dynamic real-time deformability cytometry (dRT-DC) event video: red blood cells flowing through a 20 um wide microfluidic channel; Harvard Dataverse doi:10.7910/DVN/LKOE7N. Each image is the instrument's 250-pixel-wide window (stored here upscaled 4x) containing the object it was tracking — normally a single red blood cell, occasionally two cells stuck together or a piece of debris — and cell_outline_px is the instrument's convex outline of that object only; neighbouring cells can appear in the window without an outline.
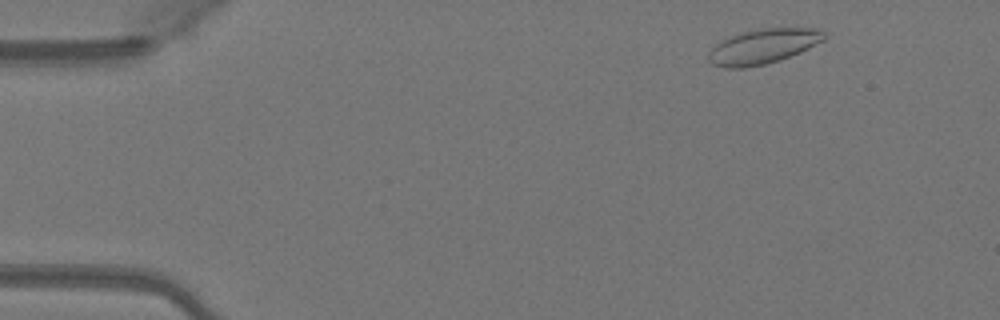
{"species": "Egyptian fruit bat (a non-hibernating species)", "species_latin": "Rousettus aegyptiacus", "temperature_condition": "warm", "stored_images_in_passage": 47, "camera_frame_rate_fps": 3000, "um_per_image_px": 0.085, "animal": {"sex": "female"}, "frame": {"image": 1, "passage_image": 4, "time_ms": 1.0, "image_size_px": [1000, 320], "cell_outline_px": [[824, 40], [800, 52], [780, 60], [764, 64], [744, 68], [724, 68], [712, 64], [708, 60], [708, 52], [720, 40], [740, 32], [760, 28], [816, 28], [824, 32]], "centroid_in_image_um": [64.81, 3.94], "position_along_channel_um": 20.2, "area_um2": 23.52}}
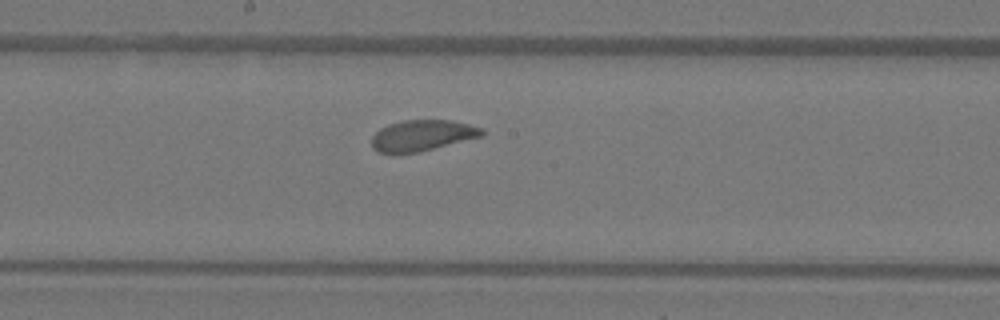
{"frame": {"image": 2, "passage_image": 25, "time_ms": 8.0, "image_size_px": [1000, 320], "cell_outline_px": [[484, 136], [416, 152], [376, 152], [372, 148], [372, 136], [380, 128], [388, 124], [404, 120], [452, 120], [484, 128]], "centroid_in_image_um": [35.91, 11.49], "position_along_channel_um": 212.3, "area_um2": 19.71}}
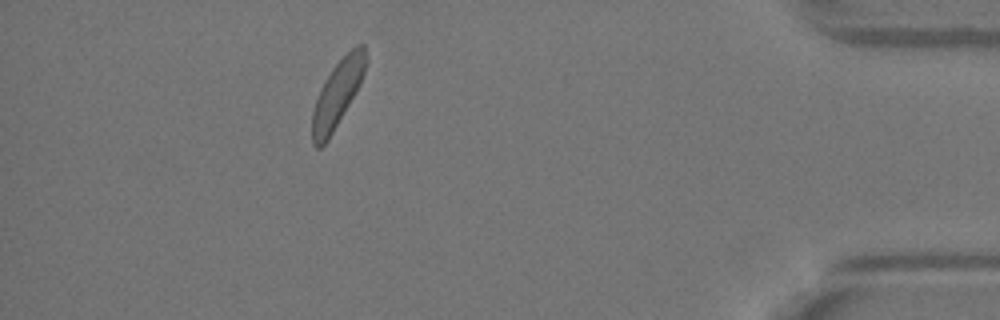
{"frame": {"image": 3, "passage_image": 43, "time_ms": 14.0, "image_size_px": [1000, 320], "cell_outline_px": [[368, 60], [360, 84], [328, 140], [320, 148], [316, 148], [312, 144], [312, 112], [320, 88], [324, 80], [332, 68], [356, 44], [364, 44]], "centroid_in_image_um": [28.67, 7.96], "position_along_channel_um": 406.5, "area_um2": 20.63}, "authors_computed_cell_mechanics": {"area_um2": 20.9814, "velocity_mm_per_s": 4.0725, "shape_relaxation_time_tau1_ms": 1.6987, "shape_relaxation_time_tau2_ms": null, "deformation_change_tau1": 0.0756, "deformation_change_tau2": null}}